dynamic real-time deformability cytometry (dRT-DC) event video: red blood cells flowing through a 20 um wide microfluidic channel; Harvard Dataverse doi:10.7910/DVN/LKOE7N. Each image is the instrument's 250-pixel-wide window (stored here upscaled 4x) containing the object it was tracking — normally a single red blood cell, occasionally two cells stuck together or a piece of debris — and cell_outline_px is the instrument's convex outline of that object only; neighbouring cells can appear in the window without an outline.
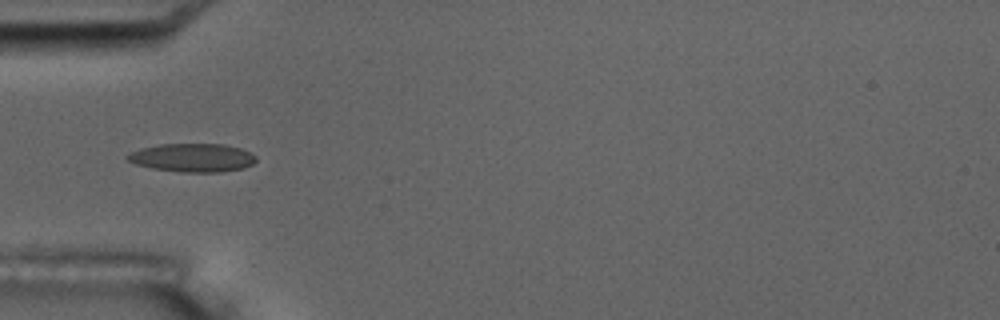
{"species": "common noctule bat (a hibernating species)", "species_latin": "Nyctalus noctula", "temperature_condition": "room temperature", "stored_images_in_passage": 8, "camera_frame_rate_fps": 3000, "um_per_image_px": 0.085, "animal": {"sex": "male", "body_mass_g": 17.5, "forearm_length_mm": 52.3}, "frame": {"image": 1, "passage_image": 6, "time_ms": 5.667, "image_size_px": [1000, 320], "cell_outline_px": [[256, 160], [252, 164], [244, 168], [220, 172], [180, 172], [152, 168], [136, 164], [128, 160], [124, 156], [128, 152], [140, 148], [160, 144], [224, 144], [240, 148], [256, 156]], "centroid_in_image_um": [16.33, 13.4], "position_along_channel_um": 68.7, "area_um2": 21.39}}